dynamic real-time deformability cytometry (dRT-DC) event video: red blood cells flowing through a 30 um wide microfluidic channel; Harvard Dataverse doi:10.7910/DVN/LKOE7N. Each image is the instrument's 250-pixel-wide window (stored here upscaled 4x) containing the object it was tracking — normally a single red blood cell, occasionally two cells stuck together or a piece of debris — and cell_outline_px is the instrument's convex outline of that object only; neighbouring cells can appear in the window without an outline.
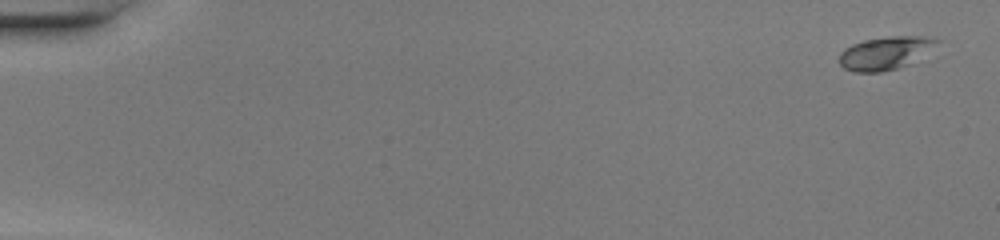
{"species": "common noctule bat (a hibernating species)", "species_latin": "Nyctalus noctula", "temperature_condition": "warm", "stored_images_in_passage": 48, "camera_frame_rate_fps": 3000, "um_per_image_px": 0.085, "animal": {"sex": "female", "body_mass_g": 20.0, "forearm_length_mm": 54.0}, "frame": {"image": 1, "passage_image": 1, "time_ms": 0.0, "image_size_px": [1000, 240], "cell_outline_px": [[944, 40], [912, 64], [880, 72], [856, 72], [844, 68], [840, 64], [840, 52], [844, 48], [852, 44], [864, 40], [888, 36], [924, 36]], "centroid_in_image_um": [75.3, 4.5], "position_along_channel_um": 9.7, "area_um2": 19.02}}
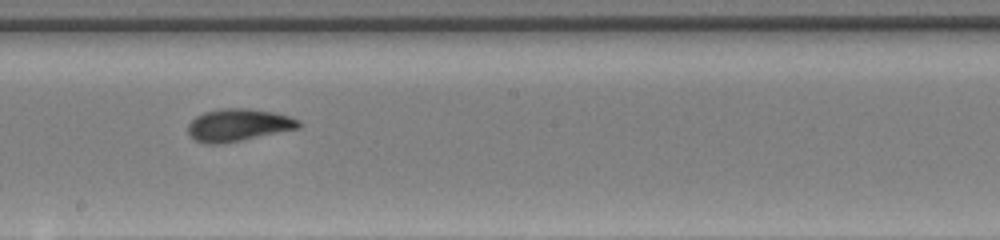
{"frame": {"image": 2, "passage_image": 28, "time_ms": 9.0, "image_size_px": [1000, 240], "cell_outline_px": [[300, 128], [240, 140], [216, 144], [208, 144], [196, 140], [188, 132], [188, 124], [196, 116], [204, 112], [220, 108], [248, 108], [272, 112], [288, 116], [300, 120]], "centroid_in_image_um": [20.25, 10.61], "position_along_channel_um": 228.0, "area_um2": 20.63}}
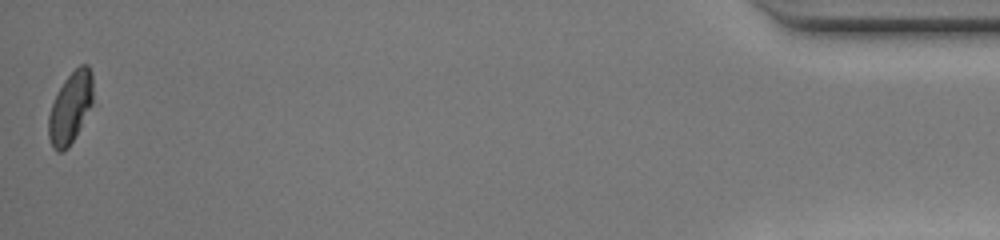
{"frame": {"image": 3, "passage_image": 48, "time_ms": 15.667, "image_size_px": [1000, 240], "cell_outline_px": [[92, 104], [80, 128], [68, 148], [64, 152], [56, 152], [52, 148], [48, 136], [48, 116], [56, 92], [64, 80], [80, 64], [88, 64], [92, 72]], "centroid_in_image_um": [5.96, 9.17], "position_along_channel_um": 429.2, "area_um2": 18.61}, "authors_computed_cell_mechanics": {"area_um2": 19.7965, "velocity_mm_per_s": 4.3038, "shape_relaxation_time_tau1_ms": 2.4152, "shape_relaxation_time_tau2_ms": 1.0732, "deformation_change_tau1": 0.1664, "deformation_change_tau2": 0.0623}}